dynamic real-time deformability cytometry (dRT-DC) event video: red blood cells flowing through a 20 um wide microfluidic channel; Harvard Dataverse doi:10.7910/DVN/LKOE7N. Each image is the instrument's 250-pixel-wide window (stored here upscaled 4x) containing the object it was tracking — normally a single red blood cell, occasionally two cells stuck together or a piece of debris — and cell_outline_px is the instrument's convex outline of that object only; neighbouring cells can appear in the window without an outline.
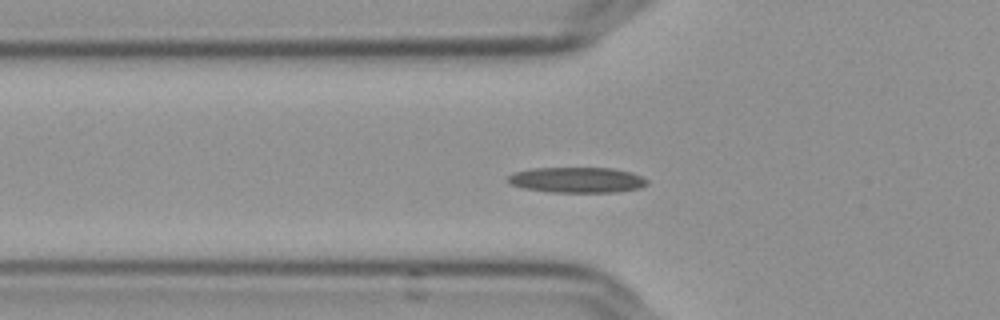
{"species": "Egyptian fruit bat (a non-hibernating species)", "species_latin": "Rousettus aegyptiacus", "temperature_condition": "cold", "stored_images_in_passage": 39, "camera_frame_rate_fps": 3000, "um_per_image_px": 0.085, "frame": {"image": 1, "passage_image": 2, "time_ms": 0.333, "image_size_px": [1000, 320], "cell_outline_px": [[648, 184], [640, 188], [616, 192], [548, 192], [524, 188], [512, 184], [504, 180], [512, 172], [532, 168], [612, 168], [632, 172], [648, 180]], "centroid_in_image_um": [49.02, 15.29], "position_along_channel_um": 76.8, "area_um2": 20.87}}
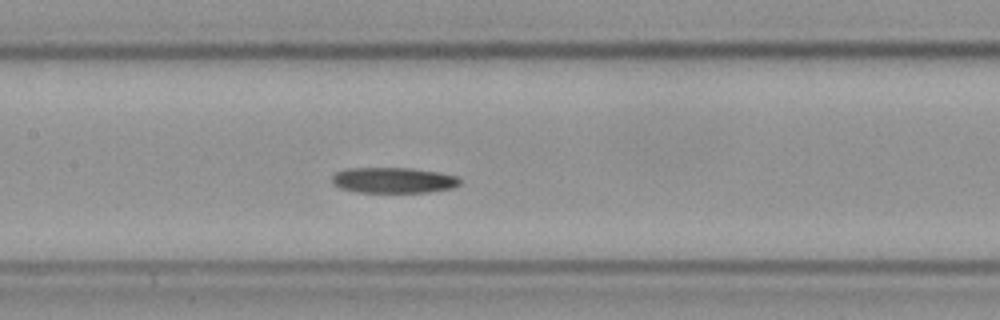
{"frame": {"image": 2, "passage_image": 10, "time_ms": 3.0, "image_size_px": [1000, 320], "cell_outline_px": [[460, 184], [452, 188], [428, 192], [356, 192], [340, 188], [332, 184], [332, 176], [336, 172], [344, 168], [408, 168], [436, 172], [456, 176], [460, 180]], "centroid_in_image_um": [33.38, 15.32], "position_along_channel_um": 174.0, "area_um2": 19.07}}
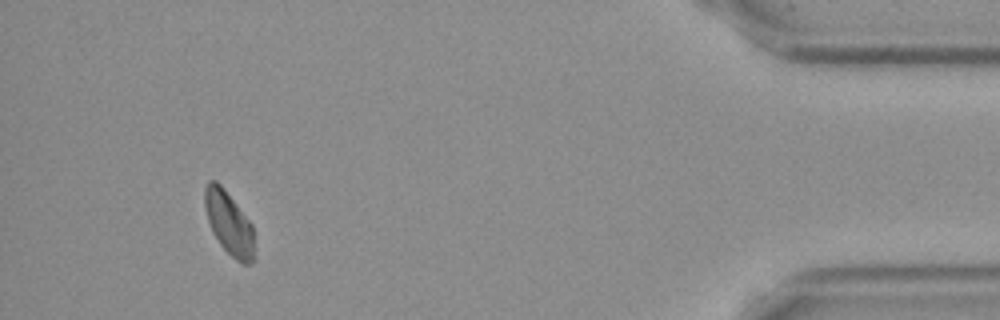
{"frame": {"image": 3, "passage_image": 35, "time_ms": 11.333, "image_size_px": [1000, 320], "cell_outline_px": [[252, 260], [248, 264], [244, 264], [236, 260], [220, 244], [212, 232], [208, 220], [204, 204], [204, 188], [208, 180], [216, 180], [220, 184], [252, 224]], "centroid_in_image_um": [19.41, 18.92], "position_along_channel_um": 415.8, "area_um2": 17.74}}